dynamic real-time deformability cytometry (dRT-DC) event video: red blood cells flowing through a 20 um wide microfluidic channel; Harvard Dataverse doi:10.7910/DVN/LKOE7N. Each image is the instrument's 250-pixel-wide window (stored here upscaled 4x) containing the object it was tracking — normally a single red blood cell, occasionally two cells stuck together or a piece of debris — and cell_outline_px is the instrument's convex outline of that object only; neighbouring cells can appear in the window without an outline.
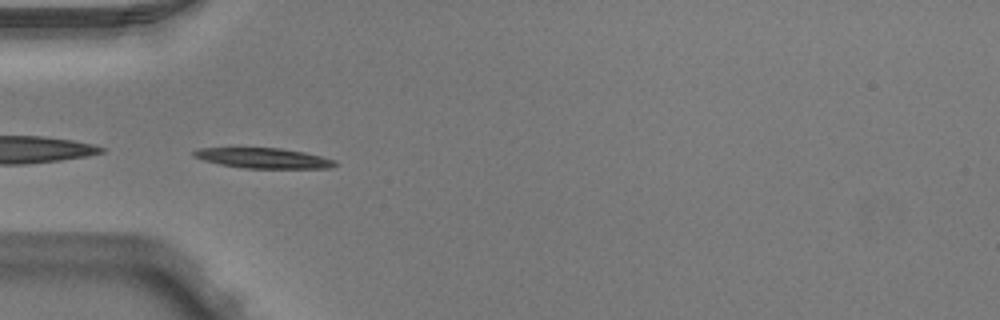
{"species": "Egyptian fruit bat (a non-hibernating species)", "species_latin": "Rousettus aegyptiacus", "temperature_condition": "warm", "stored_images_in_passage": 4, "camera_frame_rate_fps": 3000, "um_per_image_px": 0.085, "animal": {"sex": "male"}, "frame": {"image": 1, "passage_image": 2, "time_ms": 0.333, "image_size_px": [1000, 320], "cell_outline_px": [[336, 164], [332, 168], [244, 168], [220, 164], [204, 160], [192, 156], [192, 152], [196, 148], [280, 148], [304, 152], [336, 160]], "centroid_in_image_um": [22.37, 13.44], "position_along_channel_um": 62.6, "area_um2": 16.59}}
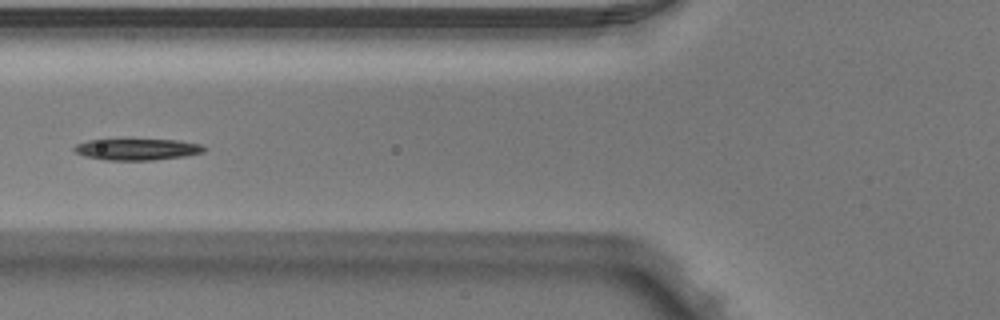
{"frame": {"image": 2, "passage_image": 3, "time_ms": 0.667, "image_size_px": [1000, 320], "cell_outline_px": [[208, 148], [204, 152], [184, 156], [152, 160], [108, 160], [84, 156], [76, 152], [72, 148], [76, 144], [88, 140], [176, 140], [200, 144]], "centroid_in_image_um": [11.67, 12.7], "position_along_channel_um": 114.1, "area_um2": 16.01}}